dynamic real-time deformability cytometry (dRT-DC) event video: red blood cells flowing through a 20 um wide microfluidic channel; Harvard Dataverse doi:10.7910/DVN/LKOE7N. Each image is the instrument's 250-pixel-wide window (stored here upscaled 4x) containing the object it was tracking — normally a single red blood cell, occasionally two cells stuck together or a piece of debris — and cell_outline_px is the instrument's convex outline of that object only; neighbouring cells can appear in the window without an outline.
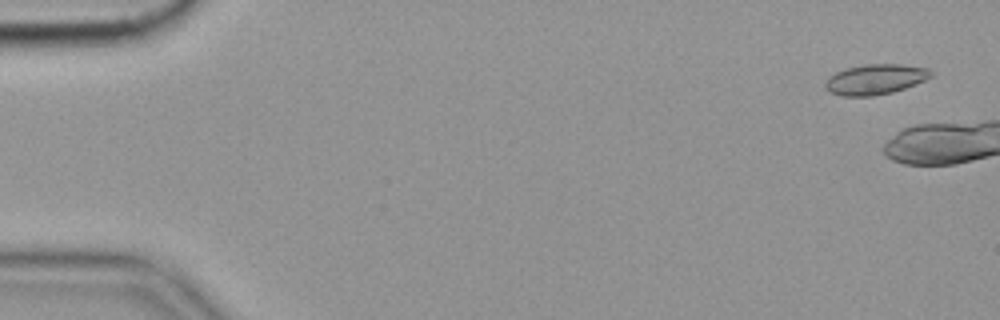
{"species": "common noctule bat (a hibernating species)", "species_latin": "Nyctalus noctula", "temperature_condition": "cold", "stored_images_in_passage": 13, "camera_frame_rate_fps": 3000, "um_per_image_px": 0.085, "animal": {"sex": "female", "body_mass_g": 19.9}, "frame": {"image": 1, "passage_image": 3, "time_ms": 0.667, "image_size_px": [1000, 320], "cell_outline_px": [[932, 76], [924, 80], [904, 88], [892, 92], [872, 96], [844, 96], [828, 92], [824, 88], [824, 84], [828, 76], [836, 72], [848, 68], [864, 64], [900, 64], [928, 68], [932, 72]], "centroid_in_image_um": [74.36, 6.74], "position_along_channel_um": 10.6, "area_um2": 18.61}}